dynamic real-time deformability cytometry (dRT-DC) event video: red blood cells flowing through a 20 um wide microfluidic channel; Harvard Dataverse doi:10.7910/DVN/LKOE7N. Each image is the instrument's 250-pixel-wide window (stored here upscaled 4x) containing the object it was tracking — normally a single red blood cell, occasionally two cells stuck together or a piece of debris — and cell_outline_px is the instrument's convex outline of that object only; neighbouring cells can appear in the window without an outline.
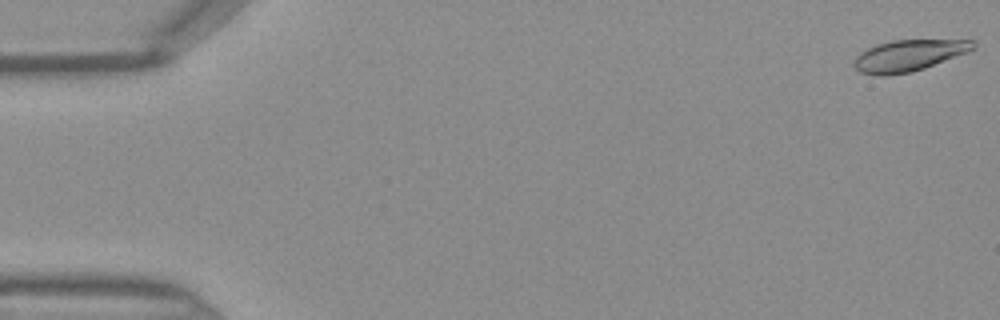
{"species": "Egyptian fruit bat (a non-hibernating species)", "species_latin": "Rousettus aegyptiacus", "temperature_condition": "warm", "stored_images_in_passage": 46, "camera_frame_rate_fps": 3000, "um_per_image_px": 0.085, "frame": {"image": 1, "passage_image": 1, "time_ms": 0.0, "image_size_px": [1000, 320], "cell_outline_px": [[976, 48], [968, 52], [924, 68], [912, 72], [880, 76], [860, 72], [852, 64], [856, 56], [860, 52], [876, 44], [892, 40], [972, 40], [976, 44]], "centroid_in_image_um": [77.22, 4.71], "position_along_channel_um": 7.8, "area_um2": 21.73}}
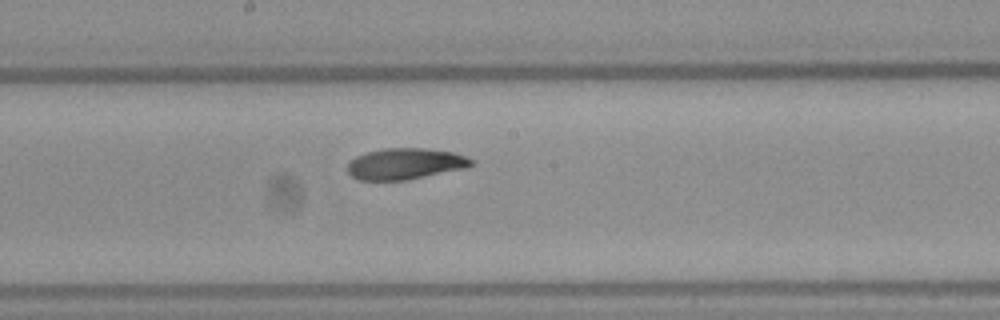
{"frame": {"image": 2, "passage_image": 25, "time_ms": 8.0, "image_size_px": [1000, 320], "cell_outline_px": [[472, 164], [468, 168], [404, 180], [360, 180], [352, 176], [348, 172], [348, 164], [356, 156], [368, 152], [384, 148], [424, 148], [452, 152], [464, 156], [472, 160]], "centroid_in_image_um": [34.44, 13.92], "position_along_channel_um": 213.8, "area_um2": 22.25}}
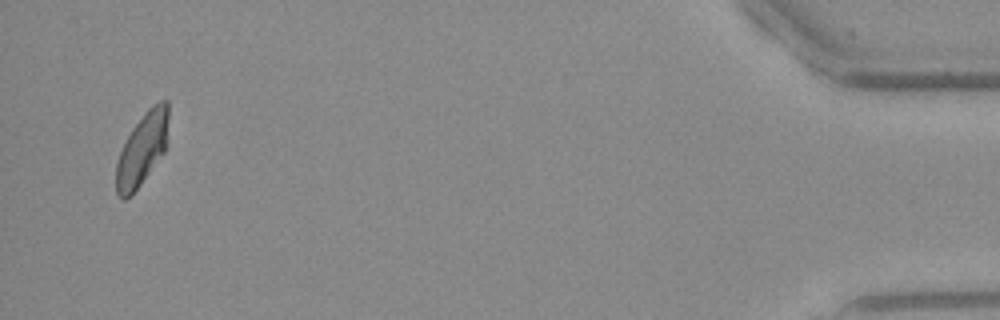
{"frame": {"image": 3, "passage_image": 45, "time_ms": 14.667, "image_size_px": [1000, 320], "cell_outline_px": [[168, 144], [164, 152], [140, 184], [124, 200], [116, 192], [116, 164], [120, 152], [132, 128], [148, 108], [152, 104], [160, 100], [168, 100]], "centroid_in_image_um": [12.12, 12.61], "position_along_channel_um": 423.1, "area_um2": 21.85}}